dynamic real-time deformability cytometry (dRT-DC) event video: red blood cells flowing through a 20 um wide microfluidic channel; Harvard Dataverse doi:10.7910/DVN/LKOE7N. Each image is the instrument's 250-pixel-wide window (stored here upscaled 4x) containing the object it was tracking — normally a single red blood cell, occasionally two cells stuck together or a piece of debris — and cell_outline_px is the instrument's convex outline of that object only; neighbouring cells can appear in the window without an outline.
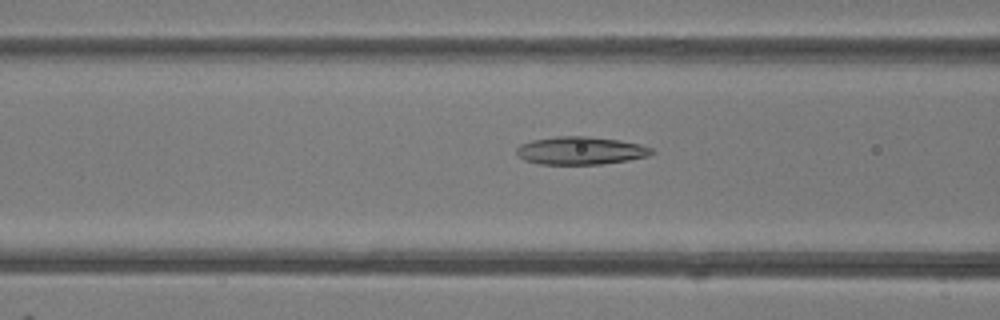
{"species": "common noctule bat (a hibernating species)", "species_latin": "Nyctalus noctula", "temperature_condition": "room temperature", "stored_images_in_passage": 31, "camera_frame_rate_fps": 3000, "um_per_image_px": 0.085, "animal": {"sex": "female"}, "frame": {"image": 1, "passage_image": 20, "time_ms": 6.333, "image_size_px": [1000, 320], "cell_outline_px": [[656, 152], [648, 156], [628, 160], [600, 164], [540, 164], [524, 160], [516, 152], [516, 148], [520, 144], [532, 140], [556, 136], [584, 136], [620, 140], [640, 144], [652, 148]], "centroid_in_image_um": [49.36, 12.8], "position_along_channel_um": 117.2, "area_um2": 21.96}}
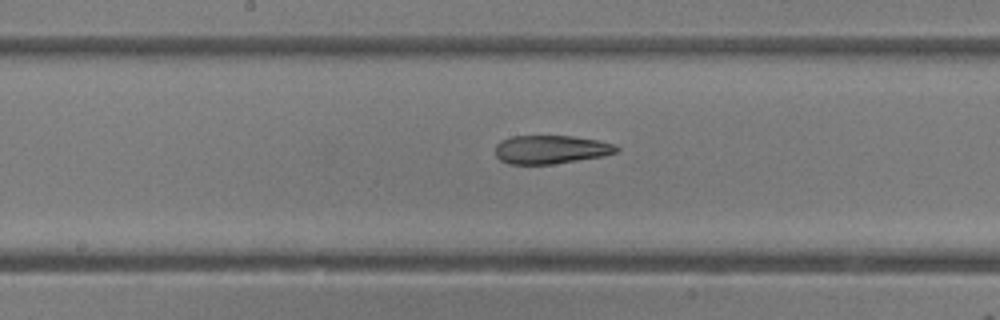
{"frame": {"image": 2, "passage_image": 26, "time_ms": 8.333, "image_size_px": [1000, 320], "cell_outline_px": [[620, 148], [616, 152], [604, 156], [552, 164], [508, 164], [500, 160], [496, 156], [496, 144], [500, 140], [512, 136], [572, 136], [600, 140], [616, 144]], "centroid_in_image_um": [46.83, 12.7], "position_along_channel_um": 201.4, "area_um2": 20.29}}
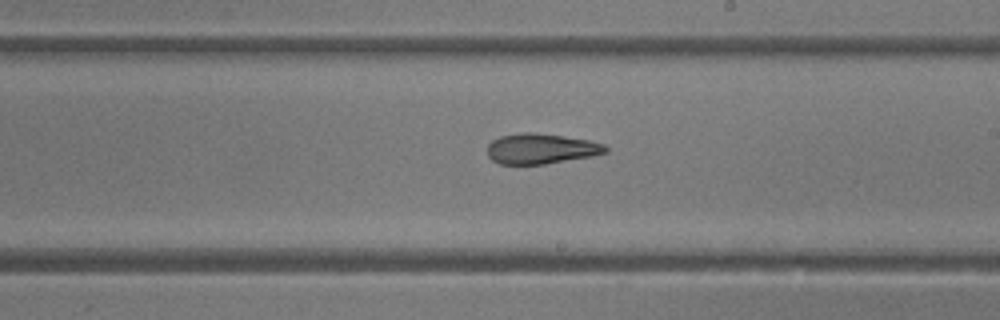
{"frame": {"image": 3, "passage_image": 29, "time_ms": 9.333, "image_size_px": [1000, 320], "cell_outline_px": [[608, 152], [592, 156], [544, 164], [500, 164], [492, 160], [488, 156], [488, 144], [492, 140], [500, 136], [524, 132], [528, 132], [564, 136], [588, 140], [604, 144], [608, 148]], "centroid_in_image_um": [45.98, 12.64], "position_along_channel_um": 243.0, "area_um2": 20.81}}